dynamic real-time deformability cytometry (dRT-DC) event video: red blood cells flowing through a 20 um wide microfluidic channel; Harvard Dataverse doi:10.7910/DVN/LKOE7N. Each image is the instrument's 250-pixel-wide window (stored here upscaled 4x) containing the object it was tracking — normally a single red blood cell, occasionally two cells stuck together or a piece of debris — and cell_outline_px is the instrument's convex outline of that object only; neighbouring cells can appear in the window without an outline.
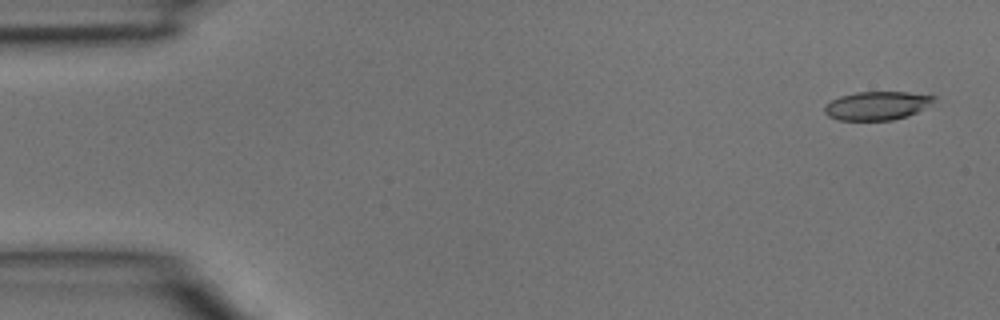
{"species": "common noctule bat (a hibernating species)", "species_latin": "Nyctalus noctula", "temperature_condition": "room temperature", "stored_images_in_passage": 5, "camera_frame_rate_fps": 3000, "um_per_image_px": 0.085, "animal": {"sex": "male", "body_mass_g": 15.6}, "frame": {"image": 1, "passage_image": 1, "time_ms": 0.0, "image_size_px": [1000, 320], "cell_outline_px": [[936, 96], [932, 100], [916, 112], [908, 116], [892, 120], [836, 120], [828, 116], [824, 112], [824, 108], [832, 100], [840, 96], [856, 92], [908, 92]], "centroid_in_image_um": [74.48, 8.98], "position_along_channel_um": 10.5, "area_um2": 17.86}}
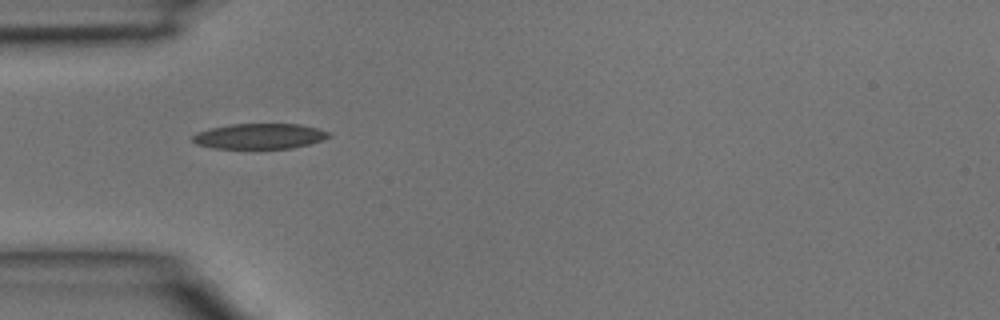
{"frame": {"image": 2, "passage_image": 4, "time_ms": 1.0, "image_size_px": [1000, 320], "cell_outline_px": [[332, 136], [308, 144], [292, 148], [212, 148], [196, 144], [192, 140], [192, 136], [196, 132], [212, 128], [232, 124], [300, 124], [332, 132]], "centroid_in_image_um": [22.06, 11.57], "position_along_channel_um": 62.9, "area_um2": 20.06}}